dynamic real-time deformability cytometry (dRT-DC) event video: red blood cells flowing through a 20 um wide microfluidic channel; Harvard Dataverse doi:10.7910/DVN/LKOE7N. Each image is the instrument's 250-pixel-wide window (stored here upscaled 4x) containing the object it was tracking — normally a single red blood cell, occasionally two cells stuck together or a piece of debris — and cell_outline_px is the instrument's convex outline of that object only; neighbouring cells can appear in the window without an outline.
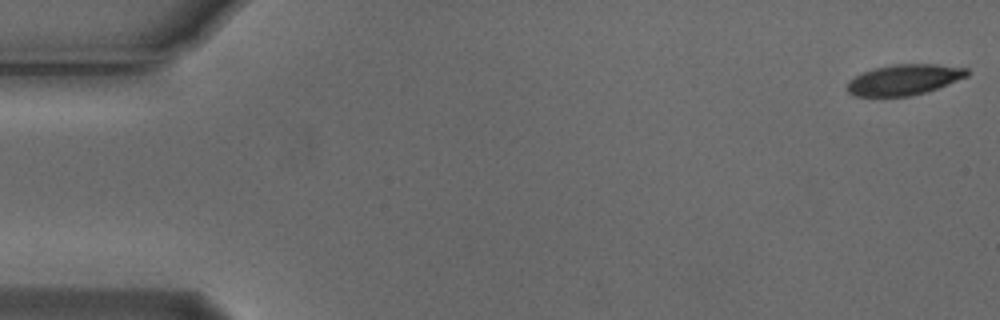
{"species": "Egyptian fruit bat (a non-hibernating species)", "species_latin": "Rousettus aegyptiacus", "temperature_condition": "cold", "stored_images_in_passage": 18, "camera_frame_rate_fps": 3000, "um_per_image_px": 0.085, "animal": {"sex": "male"}, "frame": {"image": 1, "passage_image": 1, "time_ms": 0.0, "image_size_px": [1000, 320], "cell_outline_px": [[968, 76], [936, 88], [912, 96], [856, 96], [848, 92], [848, 80], [872, 68], [892, 64], [936, 64], [968, 68]], "centroid_in_image_um": [76.84, 6.76], "position_along_channel_um": 8.2, "area_um2": 21.21}}
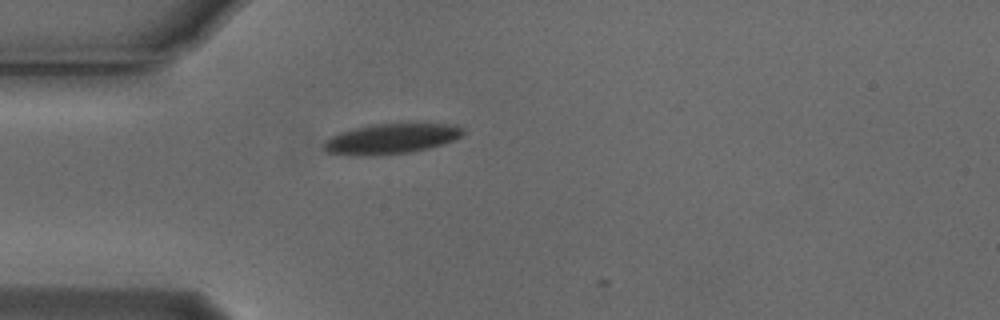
{"frame": {"image": 2, "passage_image": 15, "time_ms": 4.667, "image_size_px": [1000, 320], "cell_outline_px": [[464, 132], [460, 136], [444, 144], [428, 148], [408, 152], [372, 156], [360, 156], [328, 152], [324, 148], [324, 140], [340, 132], [352, 128], [368, 124], [452, 124], [464, 128]], "centroid_in_image_um": [33.22, 11.79], "position_along_channel_um": 51.8, "area_um2": 24.39}}